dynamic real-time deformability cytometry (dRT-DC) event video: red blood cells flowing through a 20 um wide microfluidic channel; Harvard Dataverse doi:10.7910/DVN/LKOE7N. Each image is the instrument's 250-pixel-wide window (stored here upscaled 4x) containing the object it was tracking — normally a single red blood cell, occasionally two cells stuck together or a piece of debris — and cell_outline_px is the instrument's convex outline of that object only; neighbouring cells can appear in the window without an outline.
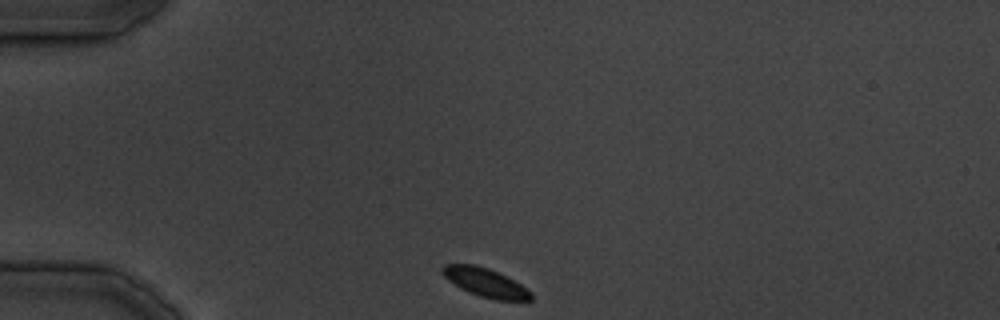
{"species": "common noctule bat (a hibernating species)", "species_latin": "Nyctalus noctula", "temperature_condition": "cold", "stored_images_in_passage": 18, "camera_frame_rate_fps": 3000, "um_per_image_px": 0.085, "animal": {"sex": "male", "body_mass_g": 19.5, "forearm_length_mm": 54.6}, "frame": {"image": 1, "passage_image": 1, "time_ms": 0.0, "image_size_px": [1000, 320], "cell_outline_px": [[532, 300], [496, 300], [480, 296], [468, 292], [460, 288], [448, 280], [440, 272], [440, 268], [444, 264], [476, 264], [488, 268], [528, 288], [532, 292]], "centroid_in_image_um": [41.22, 24.01], "position_along_channel_um": 43.8, "area_um2": 14.8}}